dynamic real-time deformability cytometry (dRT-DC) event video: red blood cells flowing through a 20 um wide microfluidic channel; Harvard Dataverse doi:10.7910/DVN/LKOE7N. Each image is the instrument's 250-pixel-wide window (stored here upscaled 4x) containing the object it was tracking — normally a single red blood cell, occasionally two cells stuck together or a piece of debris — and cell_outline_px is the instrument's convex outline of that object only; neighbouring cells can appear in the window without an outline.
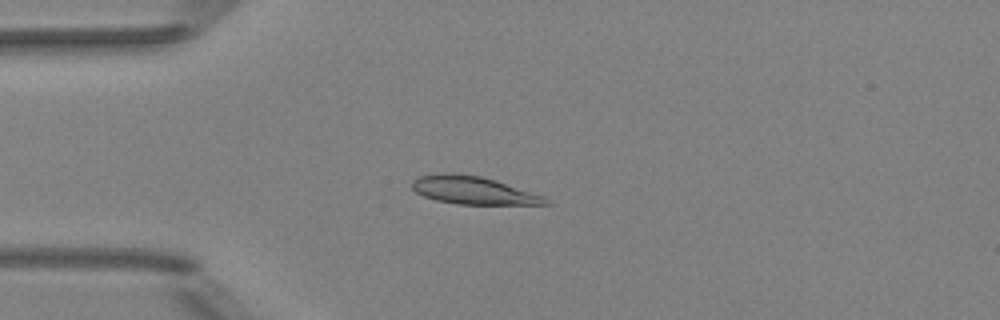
{"species": "Egyptian fruit bat (a non-hibernating species)", "species_latin": "Rousettus aegyptiacus", "temperature_condition": "room temperature", "stored_images_in_passage": 49, "camera_frame_rate_fps": 3000, "um_per_image_px": 0.085, "animal": {"sex": "female"}, "frame": {"image": 1, "passage_image": 11, "time_ms": 3.333, "image_size_px": [1000, 320], "cell_outline_px": [[552, 204], [456, 204], [436, 200], [424, 196], [416, 192], [412, 188], [412, 180], [420, 176], [444, 172], [448, 172], [480, 176], [496, 180], [544, 196]], "centroid_in_image_um": [40.2, 16.17], "position_along_channel_um": 44.8, "area_um2": 21.56}}
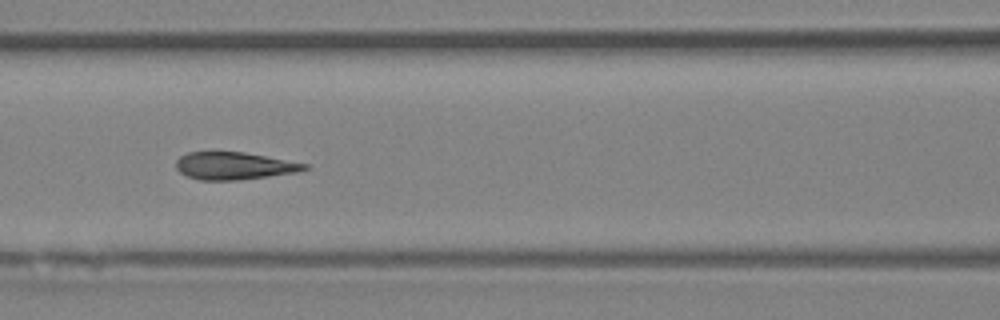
{"frame": {"image": 2, "passage_image": 20, "time_ms": 6.333, "image_size_px": [1000, 320], "cell_outline_px": [[312, 168], [296, 172], [268, 176], [236, 180], [200, 180], [188, 176], [180, 172], [176, 168], [176, 160], [180, 156], [188, 152], [244, 152], [308, 164]], "centroid_in_image_um": [19.9, 14.09], "position_along_channel_um": 146.7, "area_um2": 20.4}}
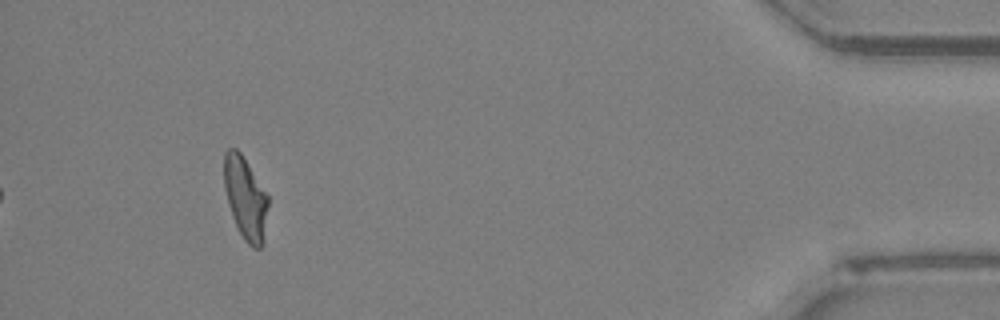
{"frame": {"image": 3, "passage_image": 45, "time_ms": 14.667, "image_size_px": [1000, 320], "cell_outline_px": [[268, 204], [264, 240], [260, 248], [252, 248], [244, 240], [232, 216], [228, 204], [224, 188], [224, 152], [228, 148], [236, 148], [240, 152], [268, 196]], "centroid_in_image_um": [20.85, 16.85], "position_along_channel_um": 414.4, "area_um2": 20.98}, "authors_computed_cell_mechanics": {"area_um2": 21.5594, "velocity_mm_per_s": 4.0191, "shape_relaxation_time_tau1_ms": 5.9347, "shape_relaxation_time_tau2_ms": 0.9432, "deformation_change_tau1": 0.2157, "deformation_change_tau2": 0.0865}}